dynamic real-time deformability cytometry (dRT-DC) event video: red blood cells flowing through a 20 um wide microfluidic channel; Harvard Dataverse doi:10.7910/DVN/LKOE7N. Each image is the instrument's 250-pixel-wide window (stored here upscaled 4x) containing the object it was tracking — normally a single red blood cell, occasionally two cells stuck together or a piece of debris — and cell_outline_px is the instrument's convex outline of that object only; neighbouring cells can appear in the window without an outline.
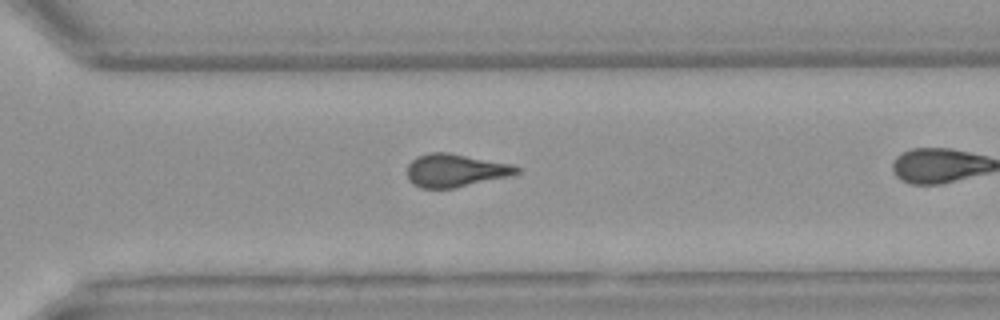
{"species": "Egyptian fruit bat (a non-hibernating species)", "species_latin": "Rousettus aegyptiacus", "temperature_condition": "warm", "stored_images_in_passage": 26, "camera_frame_rate_fps": 3000, "um_per_image_px": 0.085, "animal": {"sex": "female"}, "frame": {"image": 1, "passage_image": 22, "time_ms": 7.0, "image_size_px": [1000, 320], "cell_outline_px": [[520, 172], [512, 176], [452, 188], [420, 188], [408, 180], [408, 164], [416, 156], [428, 152], [448, 152], [516, 164], [520, 168]], "centroid_in_image_um": [38.75, 14.47], "position_along_channel_um": 331.8, "area_um2": 21.39}}